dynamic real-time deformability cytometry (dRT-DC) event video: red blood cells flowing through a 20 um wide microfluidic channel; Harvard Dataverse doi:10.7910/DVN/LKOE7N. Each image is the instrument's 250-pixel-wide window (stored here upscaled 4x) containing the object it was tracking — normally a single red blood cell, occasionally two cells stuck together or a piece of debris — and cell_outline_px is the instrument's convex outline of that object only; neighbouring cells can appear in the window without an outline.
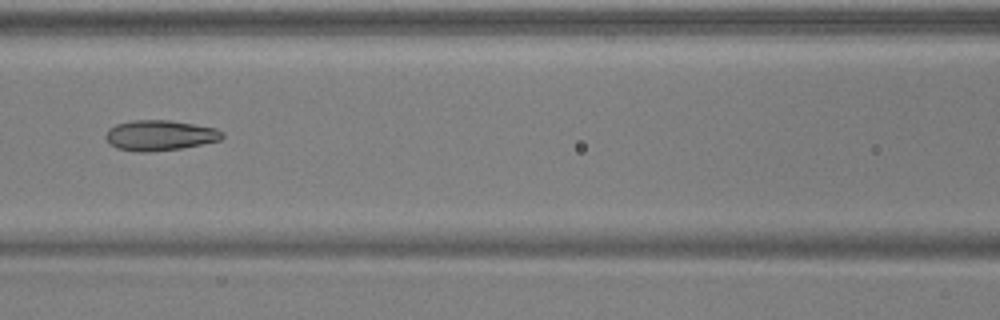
{"species": "common noctule bat (a hibernating species)", "species_latin": "Nyctalus noctula", "temperature_condition": "warm", "stored_images_in_passage": 52, "camera_frame_rate_fps": 3000, "um_per_image_px": 0.085, "animal": {"sex": "male", "body_mass_g": 17.9, "forearm_length_mm": 54.2}, "frame": {"image": 1, "passage_image": 24, "time_ms": 7.667, "image_size_px": [1000, 320], "cell_outline_px": [[224, 136], [220, 140], [180, 148], [148, 152], [136, 152], [116, 148], [108, 144], [104, 136], [108, 128], [116, 124], [132, 120], [168, 120], [216, 128], [224, 132]], "centroid_in_image_um": [13.53, 11.5], "position_along_channel_um": 153.1, "area_um2": 20.69}}
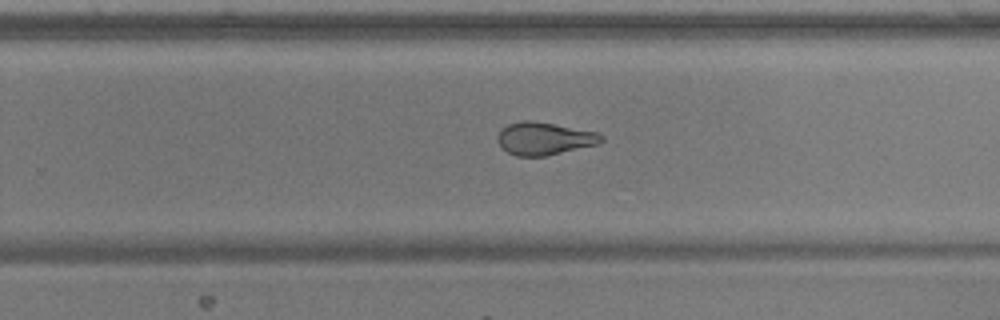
{"frame": {"image": 2, "passage_image": 34, "time_ms": 11.0, "image_size_px": [1000, 320], "cell_outline_px": [[604, 140], [600, 144], [544, 156], [516, 156], [500, 148], [496, 140], [496, 136], [500, 128], [508, 124], [520, 120], [532, 120], [596, 132], [604, 136]], "centroid_in_image_um": [46.21, 11.77], "position_along_channel_um": 283.6, "area_um2": 20.0}}
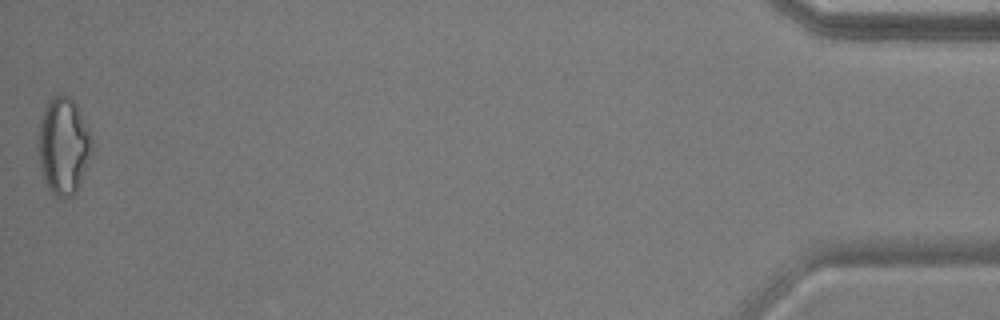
{"frame": {"image": 3, "passage_image": 52, "time_ms": 17.0, "image_size_px": [1000, 320], "cell_outline_px": [[92, 144], [76, 192], [72, 196], [56, 196], [48, 188], [44, 180], [40, 168], [40, 120], [44, 108], [48, 100], [56, 92], [64, 92], [76, 104], [88, 128], [92, 140]], "centroid_in_image_um": [5.37, 12.32], "position_along_channel_um": 429.8, "area_um2": 29.54}, "authors_computed_cell_mechanics": {"area_um2": 22.7732, "velocity_mm_per_s": 3.9274, "shape_relaxation_time_tau1_ms": 10.825, "shape_relaxation_time_tau2_ms": 1.7118, "deformation_change_tau1": 0.2509, "deformation_change_tau2": 0.0898}}